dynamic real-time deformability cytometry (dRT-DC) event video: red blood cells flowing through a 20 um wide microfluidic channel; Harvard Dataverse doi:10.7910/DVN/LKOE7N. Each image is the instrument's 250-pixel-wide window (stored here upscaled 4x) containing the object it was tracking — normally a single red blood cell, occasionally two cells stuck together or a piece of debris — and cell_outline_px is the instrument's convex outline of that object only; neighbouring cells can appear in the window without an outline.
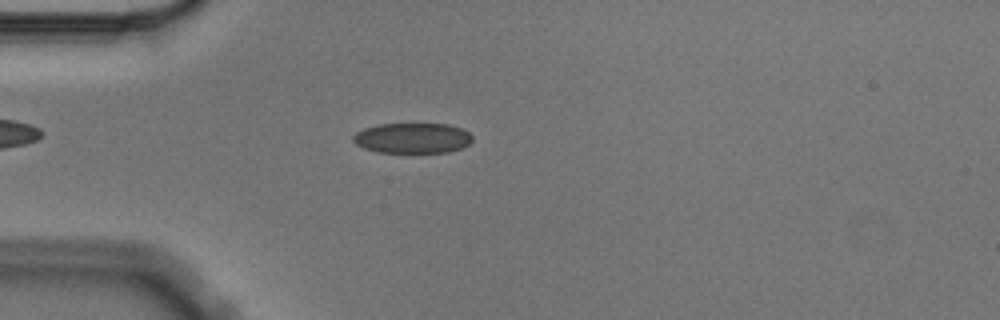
{"species": "Egyptian fruit bat (a non-hibernating species)", "species_latin": "Rousettus aegyptiacus", "temperature_condition": "cold", "stored_images_in_passage": 2, "camera_frame_rate_fps": 3000, "um_per_image_px": 0.085, "animal": {"sex": "male"}, "frame": {"image": 1, "passage_image": 2, "time_ms": 0.333, "image_size_px": [1000, 320], "cell_outline_px": [[472, 140], [468, 144], [460, 148], [448, 152], [376, 152], [364, 148], [356, 144], [352, 140], [352, 136], [356, 132], [364, 128], [380, 124], [448, 124], [460, 128], [468, 132], [472, 136]], "centroid_in_image_um": [35.03, 11.73], "position_along_channel_um": 50.0, "area_um2": 20.98}}